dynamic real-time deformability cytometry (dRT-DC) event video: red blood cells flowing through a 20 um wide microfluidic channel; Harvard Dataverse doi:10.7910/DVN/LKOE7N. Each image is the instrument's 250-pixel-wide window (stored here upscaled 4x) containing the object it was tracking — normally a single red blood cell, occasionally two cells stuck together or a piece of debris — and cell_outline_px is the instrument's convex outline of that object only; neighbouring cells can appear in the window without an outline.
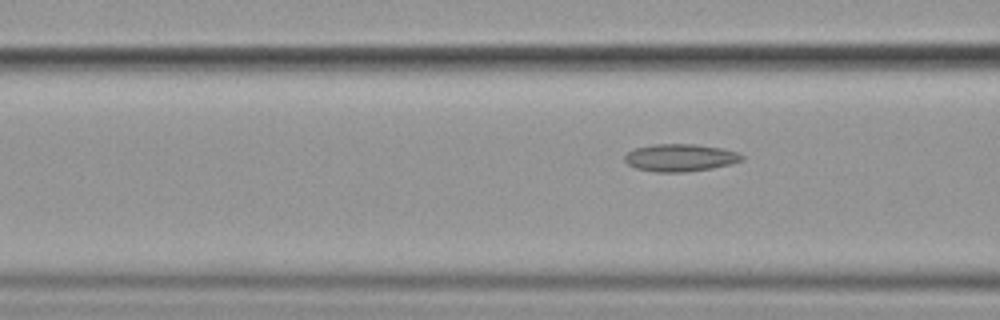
{"species": "common noctule bat (a hibernating species)", "species_latin": "Nyctalus noctula", "temperature_condition": "cold", "stored_images_in_passage": 5, "camera_frame_rate_fps": 3000, "um_per_image_px": 0.085, "animal": {"sex": "female", "body_mass_g": 19.9}, "frame": {"image": 1, "passage_image": 5, "time_ms": 4.667, "image_size_px": [1000, 320], "cell_outline_px": [[744, 160], [732, 164], [712, 168], [684, 172], [656, 172], [636, 168], [628, 164], [624, 160], [624, 156], [628, 152], [636, 148], [652, 144], [696, 144], [724, 148], [740, 152], [744, 156]], "centroid_in_image_um": [57.87, 13.4], "position_along_channel_um": 108.7, "area_um2": 18.96}}